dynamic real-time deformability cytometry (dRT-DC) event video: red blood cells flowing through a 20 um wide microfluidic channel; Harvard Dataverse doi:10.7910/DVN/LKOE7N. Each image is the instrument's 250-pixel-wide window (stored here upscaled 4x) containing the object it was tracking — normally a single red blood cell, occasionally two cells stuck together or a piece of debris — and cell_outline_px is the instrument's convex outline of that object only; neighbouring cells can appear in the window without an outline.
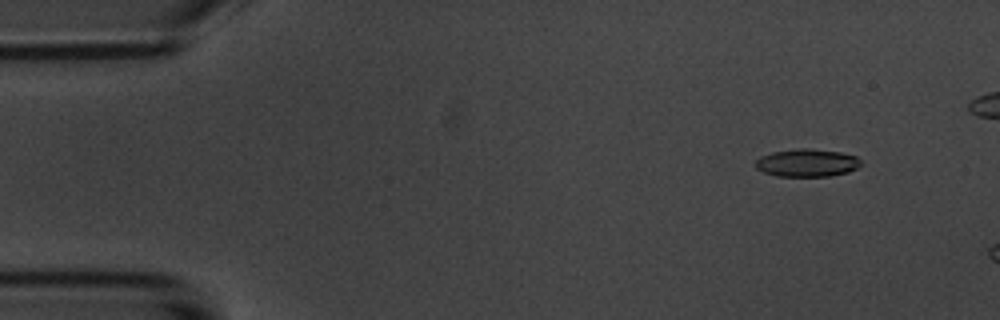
{"species": "common noctule bat (a hibernating species)", "species_latin": "Nyctalus noctula", "temperature_condition": "room temperature", "stored_images_in_passage": 4, "camera_frame_rate_fps": 3000, "um_per_image_px": 0.085, "animal": {"sex": "male", "body_mass_g": 20.1, "forearm_length_mm": 53.5}, "frame": {"image": 1, "passage_image": 2, "time_ms": 1.0, "image_size_px": [1000, 320], "cell_outline_px": [[864, 164], [848, 172], [832, 176], [776, 176], [764, 172], [756, 168], [756, 160], [760, 156], [772, 152], [796, 148], [808, 148], [840, 152], [856, 156]], "centroid_in_image_um": [68.61, 13.84], "position_along_channel_um": 16.4, "area_um2": 17.17}}